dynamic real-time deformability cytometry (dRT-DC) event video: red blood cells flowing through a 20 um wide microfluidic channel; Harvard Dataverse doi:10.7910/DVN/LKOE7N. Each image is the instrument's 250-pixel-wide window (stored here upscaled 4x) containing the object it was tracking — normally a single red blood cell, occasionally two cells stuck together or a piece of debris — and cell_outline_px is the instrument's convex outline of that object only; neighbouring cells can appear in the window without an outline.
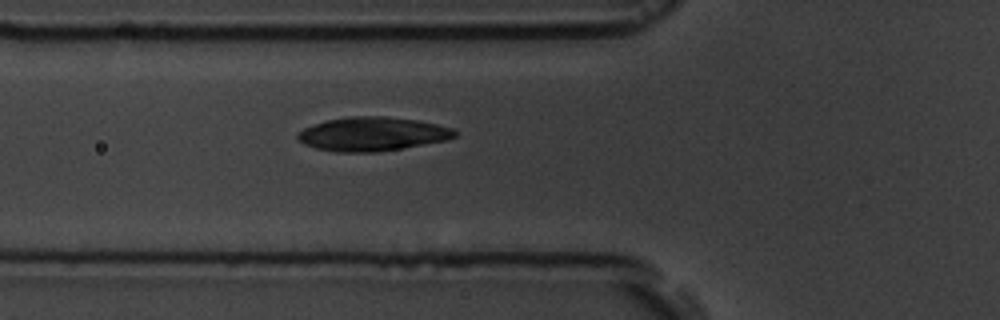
{"species": "common noctule bat (a hibernating species)", "species_latin": "Nyctalus noctula", "temperature_condition": "room temperature", "stored_images_in_passage": 6, "camera_frame_rate_fps": 3000, "um_per_image_px": 0.085, "animal": {"sex": "male", "body_mass_g": 19.5, "forearm_length_mm": 54.6}, "frame": {"image": 1, "passage_image": 6, "time_ms": 6.333, "image_size_px": [1000, 320], "cell_outline_px": [[456, 136], [448, 140], [404, 148], [376, 152], [336, 152], [316, 148], [304, 144], [296, 136], [304, 128], [328, 120], [348, 116], [384, 116], [416, 120], [436, 124], [452, 128], [456, 132]], "centroid_in_image_um": [31.68, 11.39], "position_along_channel_um": 94.1, "area_um2": 30.87}}